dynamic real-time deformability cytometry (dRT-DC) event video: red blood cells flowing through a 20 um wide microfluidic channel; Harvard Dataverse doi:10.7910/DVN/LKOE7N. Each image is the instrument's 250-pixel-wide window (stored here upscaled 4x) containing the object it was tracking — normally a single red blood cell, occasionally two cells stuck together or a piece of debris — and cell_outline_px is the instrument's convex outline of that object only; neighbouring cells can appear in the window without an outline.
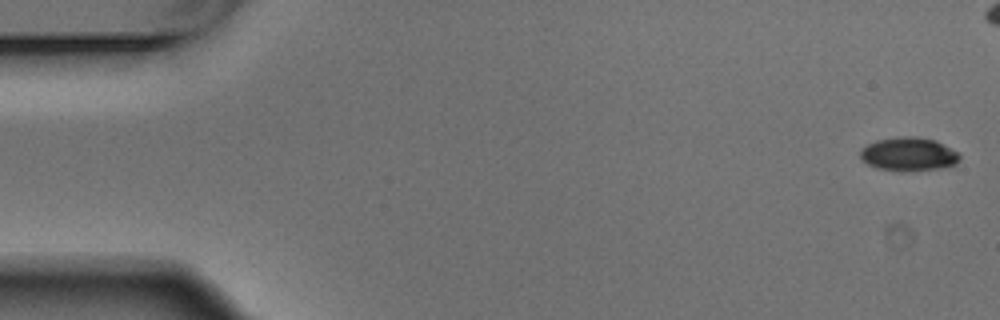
{"species": "Egyptian fruit bat (a non-hibernating species)", "species_latin": "Rousettus aegyptiacus", "temperature_condition": "warm", "stored_images_in_passage": 6, "camera_frame_rate_fps": 3000, "um_per_image_px": 0.085, "animal": {"sex": "male"}, "frame": {"image": 1, "passage_image": 1, "time_ms": 0.0, "image_size_px": [1000, 320], "cell_outline_px": [[960, 160], [956, 164], [940, 168], [904, 172], [876, 168], [868, 164], [860, 156], [860, 152], [868, 144], [876, 140], [900, 136], [916, 136], [936, 140], [956, 152], [960, 156]], "centroid_in_image_um": [77.24, 13.11], "position_along_channel_um": 7.8, "area_um2": 19.42}}
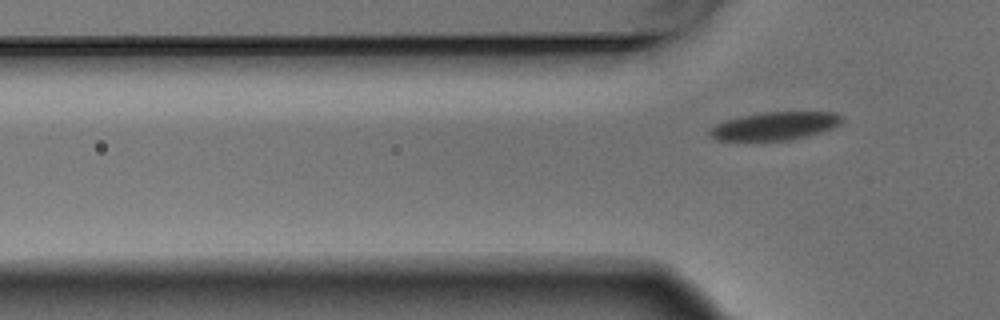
{"frame": {"image": 2, "passage_image": 6, "time_ms": 1.667, "image_size_px": [1000, 320], "cell_outline_px": [[844, 120], [840, 124], [832, 128], [820, 132], [788, 140], [716, 140], [708, 132], [708, 128], [724, 120], [740, 116], [764, 112], [836, 112], [844, 116]], "centroid_in_image_um": [65.86, 10.69], "position_along_channel_um": 59.9, "area_um2": 21.62}}